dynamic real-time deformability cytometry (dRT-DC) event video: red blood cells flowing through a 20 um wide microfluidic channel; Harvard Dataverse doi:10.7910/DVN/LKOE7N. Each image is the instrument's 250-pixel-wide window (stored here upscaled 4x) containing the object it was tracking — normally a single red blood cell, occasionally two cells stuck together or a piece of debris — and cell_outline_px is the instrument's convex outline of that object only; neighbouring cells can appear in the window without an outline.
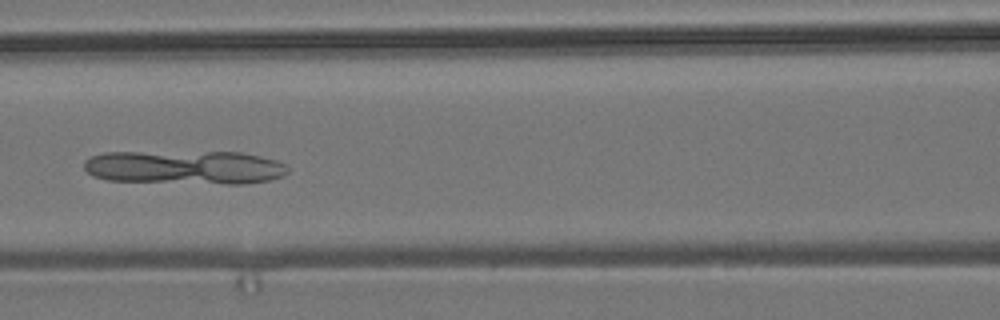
{"species": "common noctule bat (a hibernating species)", "species_latin": "Nyctalus noctula", "temperature_condition": "room temperature", "stored_images_in_passage": 8, "segment_of_instrument_passage": [1, 2], "camera_frame_rate_fps": 3000, "um_per_image_px": 0.085, "animal": {"sex": "male", "body_mass_g": 19.2, "forearm_length_mm": 51.8}, "frame": {"image": 1, "passage_image": 7, "time_ms": 7.0, "image_size_px": [1000, 320], "cell_outline_px": [[288, 172], [284, 176], [268, 180], [244, 184], [228, 184], [108, 180], [92, 176], [84, 168], [84, 160], [92, 156], [104, 152], [240, 152], [260, 156], [276, 160], [284, 164], [288, 168]], "centroid_in_image_um": [15.71, 14.22], "position_along_channel_um": 150.9, "area_um2": 40.23}}